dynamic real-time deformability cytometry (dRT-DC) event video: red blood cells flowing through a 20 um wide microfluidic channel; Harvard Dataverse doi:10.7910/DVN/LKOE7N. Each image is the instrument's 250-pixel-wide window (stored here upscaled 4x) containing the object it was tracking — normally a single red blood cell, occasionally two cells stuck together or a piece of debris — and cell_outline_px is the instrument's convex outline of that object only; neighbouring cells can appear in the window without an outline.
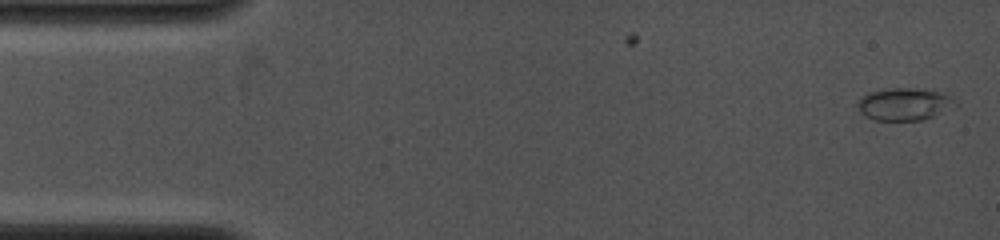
{"species": "common noctule bat (a hibernating species)", "species_latin": "Nyctalus noctula", "temperature_condition": "cold", "stored_images_in_passage": 32, "camera_frame_rate_fps": 4000, "um_per_image_px": 0.085, "animal": {"sex": "female", "body_mass_g": 19.0, "forearm_length_mm": 53.3}, "frame": {"image": 1, "passage_image": 1, "time_ms": 0.0, "image_size_px": [1000, 240], "cell_outline_px": [[956, 104], [932, 116], [920, 120], [876, 120], [864, 116], [860, 112], [856, 104], [860, 96], [868, 92], [884, 88], [912, 88], [940, 92], [956, 100]], "centroid_in_image_um": [76.76, 8.84], "position_along_channel_um": 8.2, "area_um2": 18.26}}
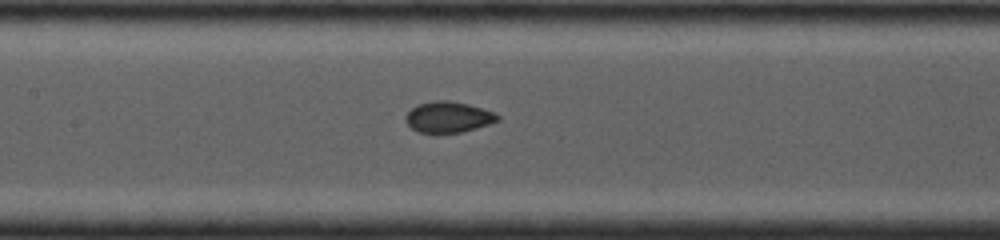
{"frame": {"image": 2, "passage_image": 15, "time_ms": 6.5, "image_size_px": [1000, 240], "cell_outline_px": [[500, 120], [476, 128], [460, 132], [420, 132], [412, 128], [404, 120], [404, 116], [412, 108], [420, 104], [436, 100], [448, 100], [468, 104], [492, 112], [500, 116]], "centroid_in_image_um": [38.09, 9.94], "position_along_channel_um": 169.3, "area_um2": 16.24}}
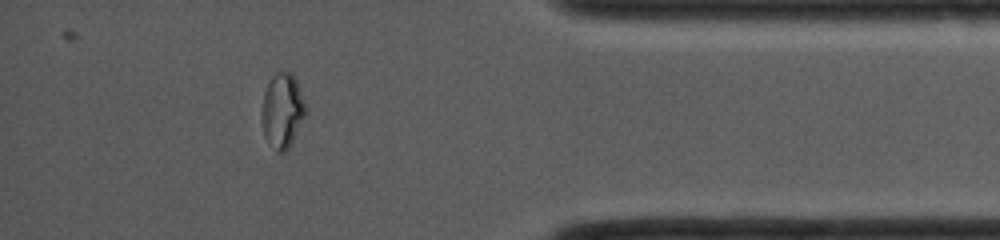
{"frame": {"image": 3, "passage_image": 28, "time_ms": 12.5, "image_size_px": [1000, 240], "cell_outline_px": [[308, 112], [288, 148], [284, 152], [276, 152], [264, 136], [260, 116], [264, 92], [272, 76], [276, 72], [292, 72], [296, 80], [304, 100]], "centroid_in_image_um": [23.99, 9.41], "position_along_channel_um": 411.2, "area_um2": 19.25}}